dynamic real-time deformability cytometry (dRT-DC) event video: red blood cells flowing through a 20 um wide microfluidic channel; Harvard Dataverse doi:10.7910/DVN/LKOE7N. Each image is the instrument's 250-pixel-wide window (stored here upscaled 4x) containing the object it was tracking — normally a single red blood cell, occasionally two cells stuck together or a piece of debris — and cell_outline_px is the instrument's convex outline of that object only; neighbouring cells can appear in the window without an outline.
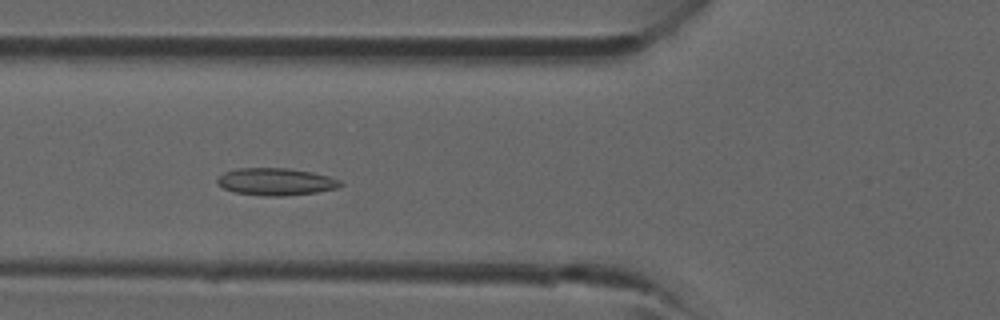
{"species": "common noctule bat (a hibernating species)", "species_latin": "Nyctalus noctula", "temperature_condition": "room temperature", "stored_images_in_passage": 38, "camera_frame_rate_fps": 3000, "um_per_image_px": 0.085, "animal": {"sex": "male", "forearm_length_mm": 52.5}, "frame": {"image": 1, "passage_image": 12, "time_ms": 3.667, "image_size_px": [1000, 320], "cell_outline_px": [[344, 184], [336, 188], [316, 192], [284, 196], [268, 196], [236, 192], [224, 188], [216, 184], [216, 180], [224, 172], [236, 168], [288, 168], [312, 172], [328, 176], [340, 180]], "centroid_in_image_um": [23.44, 15.44], "position_along_channel_um": 102.4, "area_um2": 19.48}}
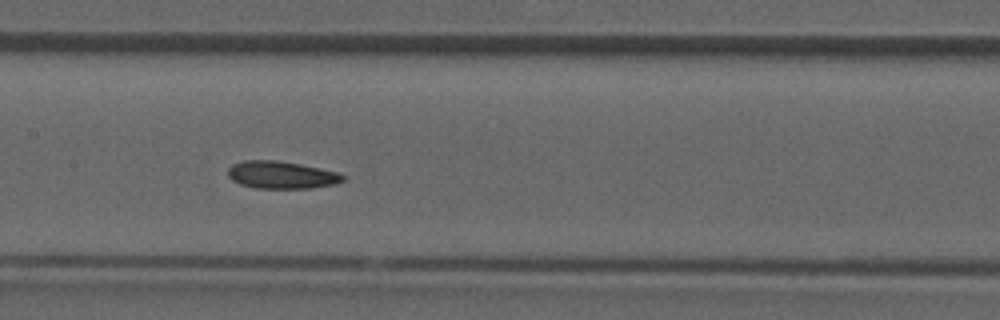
{"frame": {"image": 2, "passage_image": 17, "time_ms": 5.333, "image_size_px": [1000, 320], "cell_outline_px": [[348, 176], [344, 180], [336, 184], [312, 188], [256, 188], [240, 184], [232, 180], [228, 176], [228, 168], [232, 164], [244, 160], [276, 160], [300, 164], [336, 172]], "centroid_in_image_um": [23.92, 14.87], "position_along_channel_um": 183.5, "area_um2": 18.44}}
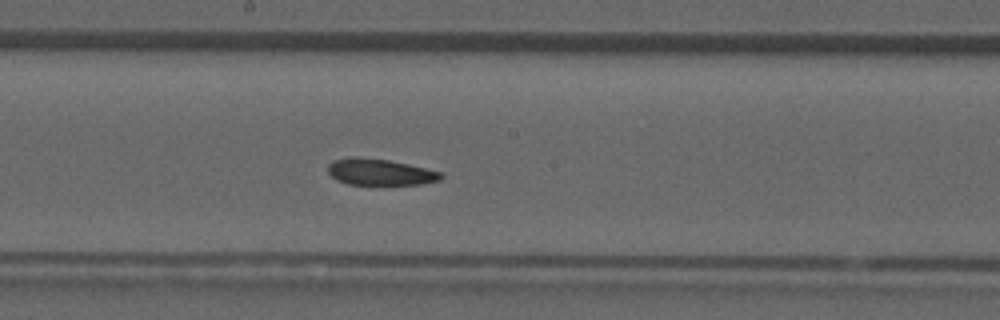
{"frame": {"image": 3, "passage_image": 19, "time_ms": 6.0, "image_size_px": [1000, 320], "cell_outline_px": [[444, 176], [440, 180], [420, 184], [348, 184], [336, 180], [328, 172], [328, 164], [332, 160], [348, 156], [360, 156], [388, 160], [408, 164], [444, 172]], "centroid_in_image_um": [32.28, 14.6], "position_along_channel_um": 215.9, "area_um2": 17.57}}